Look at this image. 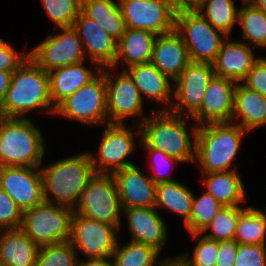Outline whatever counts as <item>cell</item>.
<instances>
[{"label": "cell", "instance_id": "6da1fadb", "mask_svg": "<svg viewBox=\"0 0 266 266\" xmlns=\"http://www.w3.org/2000/svg\"><path fill=\"white\" fill-rule=\"evenodd\" d=\"M38 109L48 115H55L56 111L50 97L48 73L28 58L12 73L0 116L25 118L24 114Z\"/></svg>", "mask_w": 266, "mask_h": 266}, {"label": "cell", "instance_id": "7a4b0ae2", "mask_svg": "<svg viewBox=\"0 0 266 266\" xmlns=\"http://www.w3.org/2000/svg\"><path fill=\"white\" fill-rule=\"evenodd\" d=\"M187 118L170 110H157L139 124L143 148L163 151L183 163L195 162L196 131L198 125L187 130ZM193 138V139H192Z\"/></svg>", "mask_w": 266, "mask_h": 266}, {"label": "cell", "instance_id": "3957f363", "mask_svg": "<svg viewBox=\"0 0 266 266\" xmlns=\"http://www.w3.org/2000/svg\"><path fill=\"white\" fill-rule=\"evenodd\" d=\"M39 168L44 200L72 209L89 180L96 174L89 152L65 157Z\"/></svg>", "mask_w": 266, "mask_h": 266}, {"label": "cell", "instance_id": "277c9868", "mask_svg": "<svg viewBox=\"0 0 266 266\" xmlns=\"http://www.w3.org/2000/svg\"><path fill=\"white\" fill-rule=\"evenodd\" d=\"M247 130L233 122L199 125L196 131L195 162L201 174L230 171Z\"/></svg>", "mask_w": 266, "mask_h": 266}, {"label": "cell", "instance_id": "5b68a950", "mask_svg": "<svg viewBox=\"0 0 266 266\" xmlns=\"http://www.w3.org/2000/svg\"><path fill=\"white\" fill-rule=\"evenodd\" d=\"M42 134L30 117L0 116V167H40L45 154Z\"/></svg>", "mask_w": 266, "mask_h": 266}, {"label": "cell", "instance_id": "8992f818", "mask_svg": "<svg viewBox=\"0 0 266 266\" xmlns=\"http://www.w3.org/2000/svg\"><path fill=\"white\" fill-rule=\"evenodd\" d=\"M175 30L182 37L192 62L213 63L223 41L229 38L211 26L195 9L176 11Z\"/></svg>", "mask_w": 266, "mask_h": 266}, {"label": "cell", "instance_id": "52a82bcc", "mask_svg": "<svg viewBox=\"0 0 266 266\" xmlns=\"http://www.w3.org/2000/svg\"><path fill=\"white\" fill-rule=\"evenodd\" d=\"M73 212L120 228L122 206L113 174L96 173L79 195Z\"/></svg>", "mask_w": 266, "mask_h": 266}, {"label": "cell", "instance_id": "ba28073f", "mask_svg": "<svg viewBox=\"0 0 266 266\" xmlns=\"http://www.w3.org/2000/svg\"><path fill=\"white\" fill-rule=\"evenodd\" d=\"M73 209L43 201L23 212L21 229L39 246L69 240Z\"/></svg>", "mask_w": 266, "mask_h": 266}, {"label": "cell", "instance_id": "9c48e42d", "mask_svg": "<svg viewBox=\"0 0 266 266\" xmlns=\"http://www.w3.org/2000/svg\"><path fill=\"white\" fill-rule=\"evenodd\" d=\"M55 115L90 126L107 125V94L103 68L91 82L62 101L56 107Z\"/></svg>", "mask_w": 266, "mask_h": 266}, {"label": "cell", "instance_id": "30bf717a", "mask_svg": "<svg viewBox=\"0 0 266 266\" xmlns=\"http://www.w3.org/2000/svg\"><path fill=\"white\" fill-rule=\"evenodd\" d=\"M105 126L97 156L90 154L95 173L114 174L118 170L135 165L127 160V157L137 145L135 135L141 137L139 125L135 124L133 127L135 131L127 127L126 124H107Z\"/></svg>", "mask_w": 266, "mask_h": 266}, {"label": "cell", "instance_id": "8fae6325", "mask_svg": "<svg viewBox=\"0 0 266 266\" xmlns=\"http://www.w3.org/2000/svg\"><path fill=\"white\" fill-rule=\"evenodd\" d=\"M119 229L73 212L69 241L76 253L81 252L86 258H112L119 242L116 235Z\"/></svg>", "mask_w": 266, "mask_h": 266}, {"label": "cell", "instance_id": "7c38bea8", "mask_svg": "<svg viewBox=\"0 0 266 266\" xmlns=\"http://www.w3.org/2000/svg\"><path fill=\"white\" fill-rule=\"evenodd\" d=\"M113 67H104L106 81L108 124H125L126 118L137 117L141 124L148 116L143 114V100L132 78L125 70L115 78Z\"/></svg>", "mask_w": 266, "mask_h": 266}, {"label": "cell", "instance_id": "4fadbf2b", "mask_svg": "<svg viewBox=\"0 0 266 266\" xmlns=\"http://www.w3.org/2000/svg\"><path fill=\"white\" fill-rule=\"evenodd\" d=\"M58 34H48L29 51L31 58L47 73L64 66L85 61V52L77 31L73 27L59 28Z\"/></svg>", "mask_w": 266, "mask_h": 266}, {"label": "cell", "instance_id": "5bb4252c", "mask_svg": "<svg viewBox=\"0 0 266 266\" xmlns=\"http://www.w3.org/2000/svg\"><path fill=\"white\" fill-rule=\"evenodd\" d=\"M126 28L156 35L175 29L176 9L170 0H118Z\"/></svg>", "mask_w": 266, "mask_h": 266}, {"label": "cell", "instance_id": "9a60e30c", "mask_svg": "<svg viewBox=\"0 0 266 266\" xmlns=\"http://www.w3.org/2000/svg\"><path fill=\"white\" fill-rule=\"evenodd\" d=\"M214 76L212 63L190 61L174 81L170 111L191 117L200 108L205 91Z\"/></svg>", "mask_w": 266, "mask_h": 266}, {"label": "cell", "instance_id": "2e32d148", "mask_svg": "<svg viewBox=\"0 0 266 266\" xmlns=\"http://www.w3.org/2000/svg\"><path fill=\"white\" fill-rule=\"evenodd\" d=\"M0 188L15 201L22 212L44 201L39 167H0Z\"/></svg>", "mask_w": 266, "mask_h": 266}, {"label": "cell", "instance_id": "e0dca14e", "mask_svg": "<svg viewBox=\"0 0 266 266\" xmlns=\"http://www.w3.org/2000/svg\"><path fill=\"white\" fill-rule=\"evenodd\" d=\"M236 84L234 80L215 75L205 91L200 108L190 117L194 124L231 122Z\"/></svg>", "mask_w": 266, "mask_h": 266}, {"label": "cell", "instance_id": "ac0fdd59", "mask_svg": "<svg viewBox=\"0 0 266 266\" xmlns=\"http://www.w3.org/2000/svg\"><path fill=\"white\" fill-rule=\"evenodd\" d=\"M78 33L85 55L94 68L111 67L116 60L117 41L93 19L79 13L72 26Z\"/></svg>", "mask_w": 266, "mask_h": 266}, {"label": "cell", "instance_id": "d6986e66", "mask_svg": "<svg viewBox=\"0 0 266 266\" xmlns=\"http://www.w3.org/2000/svg\"><path fill=\"white\" fill-rule=\"evenodd\" d=\"M128 220L131 241L145 243L160 253L167 242V226L155 207L122 208Z\"/></svg>", "mask_w": 266, "mask_h": 266}, {"label": "cell", "instance_id": "ffe728a7", "mask_svg": "<svg viewBox=\"0 0 266 266\" xmlns=\"http://www.w3.org/2000/svg\"><path fill=\"white\" fill-rule=\"evenodd\" d=\"M113 176L122 208L155 207L157 184L137 165L118 170Z\"/></svg>", "mask_w": 266, "mask_h": 266}, {"label": "cell", "instance_id": "44dd1931", "mask_svg": "<svg viewBox=\"0 0 266 266\" xmlns=\"http://www.w3.org/2000/svg\"><path fill=\"white\" fill-rule=\"evenodd\" d=\"M190 61L188 49L175 29L156 36L151 63L173 82Z\"/></svg>", "mask_w": 266, "mask_h": 266}, {"label": "cell", "instance_id": "7402d4cb", "mask_svg": "<svg viewBox=\"0 0 266 266\" xmlns=\"http://www.w3.org/2000/svg\"><path fill=\"white\" fill-rule=\"evenodd\" d=\"M248 43L225 39L221 49L212 63L216 76L242 82L259 60L253 54V48Z\"/></svg>", "mask_w": 266, "mask_h": 266}, {"label": "cell", "instance_id": "603a6c76", "mask_svg": "<svg viewBox=\"0 0 266 266\" xmlns=\"http://www.w3.org/2000/svg\"><path fill=\"white\" fill-rule=\"evenodd\" d=\"M123 70L132 78L142 100L146 96L148 100L151 99L150 101L163 103V108L160 110L171 109L174 83H171L172 80L151 62L124 67Z\"/></svg>", "mask_w": 266, "mask_h": 266}, {"label": "cell", "instance_id": "cb8c5ba5", "mask_svg": "<svg viewBox=\"0 0 266 266\" xmlns=\"http://www.w3.org/2000/svg\"><path fill=\"white\" fill-rule=\"evenodd\" d=\"M231 122L248 132L265 126L266 97L249 89L242 82H237L234 90V112Z\"/></svg>", "mask_w": 266, "mask_h": 266}, {"label": "cell", "instance_id": "d4e9b609", "mask_svg": "<svg viewBox=\"0 0 266 266\" xmlns=\"http://www.w3.org/2000/svg\"><path fill=\"white\" fill-rule=\"evenodd\" d=\"M84 64L83 61L48 72L50 97L55 107L82 86L91 82L102 70V68H94L93 71ZM96 70L98 73H95Z\"/></svg>", "mask_w": 266, "mask_h": 266}, {"label": "cell", "instance_id": "484cf974", "mask_svg": "<svg viewBox=\"0 0 266 266\" xmlns=\"http://www.w3.org/2000/svg\"><path fill=\"white\" fill-rule=\"evenodd\" d=\"M39 249L21 228L0 230V266H35Z\"/></svg>", "mask_w": 266, "mask_h": 266}, {"label": "cell", "instance_id": "4316f807", "mask_svg": "<svg viewBox=\"0 0 266 266\" xmlns=\"http://www.w3.org/2000/svg\"><path fill=\"white\" fill-rule=\"evenodd\" d=\"M156 36L151 31L126 28L117 41L116 60L111 67L117 69L118 65L123 63L128 68L151 62Z\"/></svg>", "mask_w": 266, "mask_h": 266}, {"label": "cell", "instance_id": "83f0119b", "mask_svg": "<svg viewBox=\"0 0 266 266\" xmlns=\"http://www.w3.org/2000/svg\"><path fill=\"white\" fill-rule=\"evenodd\" d=\"M204 186L222 206H240L246 200L243 179L236 170L202 174Z\"/></svg>", "mask_w": 266, "mask_h": 266}, {"label": "cell", "instance_id": "f1b7e54d", "mask_svg": "<svg viewBox=\"0 0 266 266\" xmlns=\"http://www.w3.org/2000/svg\"><path fill=\"white\" fill-rule=\"evenodd\" d=\"M81 12L116 41L126 30L118 0H81Z\"/></svg>", "mask_w": 266, "mask_h": 266}, {"label": "cell", "instance_id": "f546056e", "mask_svg": "<svg viewBox=\"0 0 266 266\" xmlns=\"http://www.w3.org/2000/svg\"><path fill=\"white\" fill-rule=\"evenodd\" d=\"M194 193L180 181L161 182L156 185L155 208L165 209L184 217V225L189 221Z\"/></svg>", "mask_w": 266, "mask_h": 266}, {"label": "cell", "instance_id": "4dcf8cb0", "mask_svg": "<svg viewBox=\"0 0 266 266\" xmlns=\"http://www.w3.org/2000/svg\"><path fill=\"white\" fill-rule=\"evenodd\" d=\"M235 241L238 244L266 245V218L262 210L247 206L239 212Z\"/></svg>", "mask_w": 266, "mask_h": 266}, {"label": "cell", "instance_id": "1f68e13d", "mask_svg": "<svg viewBox=\"0 0 266 266\" xmlns=\"http://www.w3.org/2000/svg\"><path fill=\"white\" fill-rule=\"evenodd\" d=\"M234 0H203L195 9L211 26L230 35L238 23L239 9Z\"/></svg>", "mask_w": 266, "mask_h": 266}, {"label": "cell", "instance_id": "d6a6232c", "mask_svg": "<svg viewBox=\"0 0 266 266\" xmlns=\"http://www.w3.org/2000/svg\"><path fill=\"white\" fill-rule=\"evenodd\" d=\"M242 4L238 13L241 38L253 46L266 49V13L247 0H243Z\"/></svg>", "mask_w": 266, "mask_h": 266}, {"label": "cell", "instance_id": "836d02e7", "mask_svg": "<svg viewBox=\"0 0 266 266\" xmlns=\"http://www.w3.org/2000/svg\"><path fill=\"white\" fill-rule=\"evenodd\" d=\"M159 255L154 247L130 240L125 245L118 242L112 260L114 266H158Z\"/></svg>", "mask_w": 266, "mask_h": 266}, {"label": "cell", "instance_id": "e575fe53", "mask_svg": "<svg viewBox=\"0 0 266 266\" xmlns=\"http://www.w3.org/2000/svg\"><path fill=\"white\" fill-rule=\"evenodd\" d=\"M193 205L186 228L192 233H201L223 207L212 195L204 190L200 197L193 194Z\"/></svg>", "mask_w": 266, "mask_h": 266}, {"label": "cell", "instance_id": "d590c367", "mask_svg": "<svg viewBox=\"0 0 266 266\" xmlns=\"http://www.w3.org/2000/svg\"><path fill=\"white\" fill-rule=\"evenodd\" d=\"M242 209L241 206H223L201 234L218 242L235 240L239 212ZM208 230L211 232L207 233Z\"/></svg>", "mask_w": 266, "mask_h": 266}, {"label": "cell", "instance_id": "8d00e7d4", "mask_svg": "<svg viewBox=\"0 0 266 266\" xmlns=\"http://www.w3.org/2000/svg\"><path fill=\"white\" fill-rule=\"evenodd\" d=\"M78 254L69 240L40 246L35 266H77Z\"/></svg>", "mask_w": 266, "mask_h": 266}, {"label": "cell", "instance_id": "74e56055", "mask_svg": "<svg viewBox=\"0 0 266 266\" xmlns=\"http://www.w3.org/2000/svg\"><path fill=\"white\" fill-rule=\"evenodd\" d=\"M191 235L198 242L194 248L193 256H189L188 252H186L182 255L179 254V257L187 266H216L219 254V242L207 238L201 233H192Z\"/></svg>", "mask_w": 266, "mask_h": 266}, {"label": "cell", "instance_id": "f35d334b", "mask_svg": "<svg viewBox=\"0 0 266 266\" xmlns=\"http://www.w3.org/2000/svg\"><path fill=\"white\" fill-rule=\"evenodd\" d=\"M49 18L59 28L72 27L81 12V0H41Z\"/></svg>", "mask_w": 266, "mask_h": 266}, {"label": "cell", "instance_id": "ab89813d", "mask_svg": "<svg viewBox=\"0 0 266 266\" xmlns=\"http://www.w3.org/2000/svg\"><path fill=\"white\" fill-rule=\"evenodd\" d=\"M23 212L15 201L0 188V230L21 228Z\"/></svg>", "mask_w": 266, "mask_h": 266}, {"label": "cell", "instance_id": "60d3db41", "mask_svg": "<svg viewBox=\"0 0 266 266\" xmlns=\"http://www.w3.org/2000/svg\"><path fill=\"white\" fill-rule=\"evenodd\" d=\"M144 149L145 151L149 152L148 159H151L149 167L152 168L153 174L152 175L150 174L149 177L153 180V182L158 184L161 182L176 181L174 178H170L171 176L169 173H167L168 171L163 172L162 170H165L166 167L169 168L170 165L173 167L174 164L176 163L180 164L182 162L158 149H152V148H144Z\"/></svg>", "mask_w": 266, "mask_h": 266}, {"label": "cell", "instance_id": "b9f144b4", "mask_svg": "<svg viewBox=\"0 0 266 266\" xmlns=\"http://www.w3.org/2000/svg\"><path fill=\"white\" fill-rule=\"evenodd\" d=\"M234 266H266V245L238 244Z\"/></svg>", "mask_w": 266, "mask_h": 266}, {"label": "cell", "instance_id": "7bdbcfd3", "mask_svg": "<svg viewBox=\"0 0 266 266\" xmlns=\"http://www.w3.org/2000/svg\"><path fill=\"white\" fill-rule=\"evenodd\" d=\"M29 58V52H18L10 43L0 38V71L13 73Z\"/></svg>", "mask_w": 266, "mask_h": 266}, {"label": "cell", "instance_id": "ee69618b", "mask_svg": "<svg viewBox=\"0 0 266 266\" xmlns=\"http://www.w3.org/2000/svg\"><path fill=\"white\" fill-rule=\"evenodd\" d=\"M242 83L266 97V57H260Z\"/></svg>", "mask_w": 266, "mask_h": 266}, {"label": "cell", "instance_id": "f6af8a7d", "mask_svg": "<svg viewBox=\"0 0 266 266\" xmlns=\"http://www.w3.org/2000/svg\"><path fill=\"white\" fill-rule=\"evenodd\" d=\"M237 252L238 243L235 240L219 241V254L216 266H234Z\"/></svg>", "mask_w": 266, "mask_h": 266}, {"label": "cell", "instance_id": "bcb514c9", "mask_svg": "<svg viewBox=\"0 0 266 266\" xmlns=\"http://www.w3.org/2000/svg\"><path fill=\"white\" fill-rule=\"evenodd\" d=\"M84 260L78 259L77 266H114L112 258H86Z\"/></svg>", "mask_w": 266, "mask_h": 266}, {"label": "cell", "instance_id": "7dc6e473", "mask_svg": "<svg viewBox=\"0 0 266 266\" xmlns=\"http://www.w3.org/2000/svg\"><path fill=\"white\" fill-rule=\"evenodd\" d=\"M12 73L0 71V106L10 85Z\"/></svg>", "mask_w": 266, "mask_h": 266}, {"label": "cell", "instance_id": "c3c4849f", "mask_svg": "<svg viewBox=\"0 0 266 266\" xmlns=\"http://www.w3.org/2000/svg\"><path fill=\"white\" fill-rule=\"evenodd\" d=\"M176 10L196 9L203 0H170Z\"/></svg>", "mask_w": 266, "mask_h": 266}, {"label": "cell", "instance_id": "681fc988", "mask_svg": "<svg viewBox=\"0 0 266 266\" xmlns=\"http://www.w3.org/2000/svg\"><path fill=\"white\" fill-rule=\"evenodd\" d=\"M168 259V260H167ZM163 259L158 266H187V264L177 255L174 258Z\"/></svg>", "mask_w": 266, "mask_h": 266}, {"label": "cell", "instance_id": "f907efd6", "mask_svg": "<svg viewBox=\"0 0 266 266\" xmlns=\"http://www.w3.org/2000/svg\"><path fill=\"white\" fill-rule=\"evenodd\" d=\"M253 6L259 8L266 13V0H247Z\"/></svg>", "mask_w": 266, "mask_h": 266}, {"label": "cell", "instance_id": "816d5d0a", "mask_svg": "<svg viewBox=\"0 0 266 266\" xmlns=\"http://www.w3.org/2000/svg\"><path fill=\"white\" fill-rule=\"evenodd\" d=\"M265 212H266V207H265ZM264 211H263V213H264V216H265V218H266V213H265Z\"/></svg>", "mask_w": 266, "mask_h": 266}]
</instances>
